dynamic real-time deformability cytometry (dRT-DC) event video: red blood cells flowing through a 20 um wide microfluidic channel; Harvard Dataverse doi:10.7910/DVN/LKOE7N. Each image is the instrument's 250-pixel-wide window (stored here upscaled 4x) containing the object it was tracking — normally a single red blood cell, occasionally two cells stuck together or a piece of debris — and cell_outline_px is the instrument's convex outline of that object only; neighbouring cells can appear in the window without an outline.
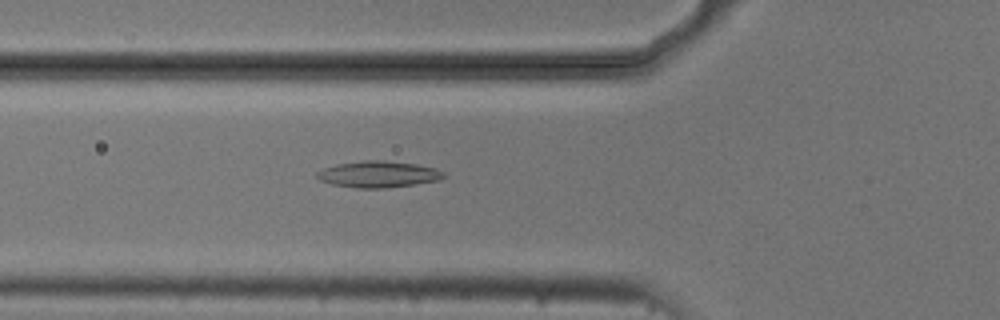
{"species": "common noctule bat (a hibernating species)", "species_latin": "Nyctalus noctula", "temperature_condition": "cold", "stored_images_in_passage": 53, "camera_frame_rate_fps": 3000, "um_per_image_px": 0.085, "animal": {"sex": "male", "body_mass_g": 20.5, "forearm_length_mm": 52.5}, "frame": {"image": 1, "passage_image": 18, "time_ms": 5.667, "image_size_px": [1000, 320], "cell_outline_px": [[444, 176], [440, 180], [384, 188], [356, 188], [332, 184], [320, 180], [316, 176], [316, 172], [324, 168], [336, 164], [364, 160], [384, 160], [416, 164], [436, 168], [444, 172]], "centroid_in_image_um": [32.14, 14.8], "position_along_channel_um": 93.7, "area_um2": 19.42}}
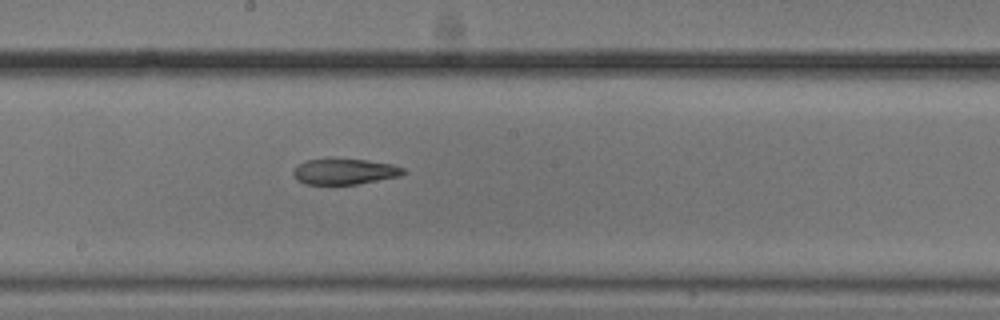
{"frame": {"image": 2, "passage_image": 28, "time_ms": 9.0, "image_size_px": [1000, 320], "cell_outline_px": [[408, 172], [400, 176], [356, 184], [304, 184], [296, 180], [292, 172], [304, 160], [368, 160], [392, 164], [404, 168]], "centroid_in_image_um": [29.32, 14.6], "position_along_channel_um": 218.9, "area_um2": 16.24}}
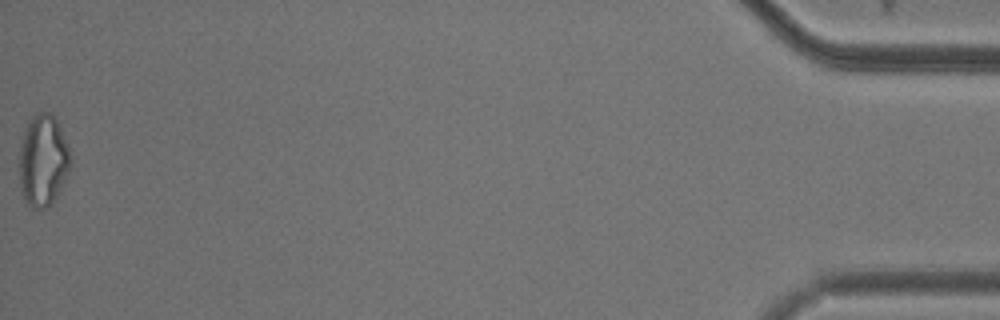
{"frame": {"image": 3, "passage_image": 53, "time_ms": 17.333, "image_size_px": [1000, 320], "cell_outline_px": [[72, 164], [60, 192], [48, 208], [32, 208], [28, 204], [24, 196], [20, 184], [20, 152], [24, 128], [32, 116], [40, 112], [48, 112], [56, 120], [68, 144], [72, 160]], "centroid_in_image_um": [3.69, 13.65], "position_along_channel_um": 431.5, "area_um2": 27.34}}